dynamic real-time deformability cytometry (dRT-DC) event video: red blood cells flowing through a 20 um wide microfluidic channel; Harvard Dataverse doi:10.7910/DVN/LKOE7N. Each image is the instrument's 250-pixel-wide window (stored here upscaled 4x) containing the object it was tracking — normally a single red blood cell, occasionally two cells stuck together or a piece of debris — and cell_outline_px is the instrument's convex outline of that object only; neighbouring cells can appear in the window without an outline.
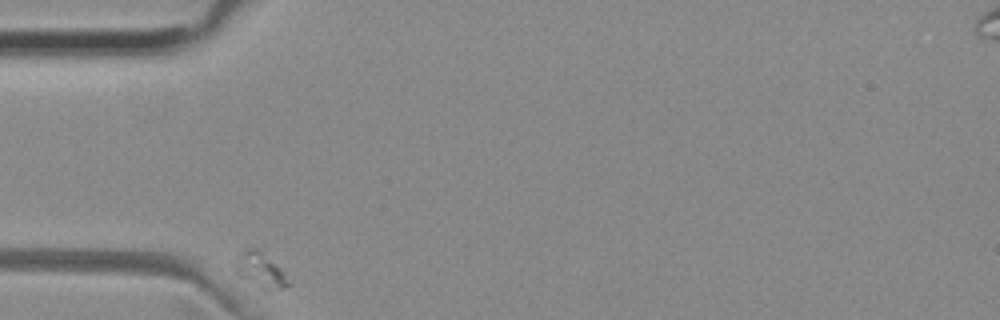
{"species": "common noctule bat (a hibernating species)", "species_latin": "Nyctalus noctula", "temperature_condition": "room temperature", "stored_images_in_passage": 35, "camera_frame_rate_fps": 3000, "um_per_image_px": 0.085, "animal": {"sex": "female", "body_mass_g": 29.2, "forearm_length_mm": 56.3}, "frame": {"image": 1, "passage_image": 1, "time_ms": 0.0, "image_size_px": [1000, 320], "cell_outline_px": [[292, 284], [284, 288], [268, 292], [260, 288], [240, 276], [236, 272], [236, 264], [240, 252], [244, 248], [256, 248], [276, 264], [284, 272]], "centroid_in_image_um": [22.18, 23.0], "position_along_channel_um": 62.8, "area_um2": 10.75}}
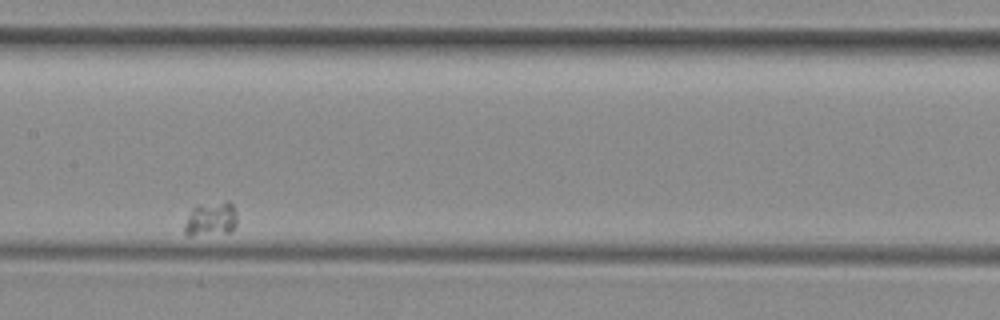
{"frame": {"image": 2, "passage_image": 16, "time_ms": 5.0, "image_size_px": [1000, 320], "cell_outline_px": [[236, 224], [228, 232], [192, 236], [184, 236], [184, 224], [192, 208], [196, 204], [224, 200], [228, 200], [236, 208]], "centroid_in_image_um": [17.9, 18.58], "position_along_channel_um": 189.5, "area_um2": 10.81}}